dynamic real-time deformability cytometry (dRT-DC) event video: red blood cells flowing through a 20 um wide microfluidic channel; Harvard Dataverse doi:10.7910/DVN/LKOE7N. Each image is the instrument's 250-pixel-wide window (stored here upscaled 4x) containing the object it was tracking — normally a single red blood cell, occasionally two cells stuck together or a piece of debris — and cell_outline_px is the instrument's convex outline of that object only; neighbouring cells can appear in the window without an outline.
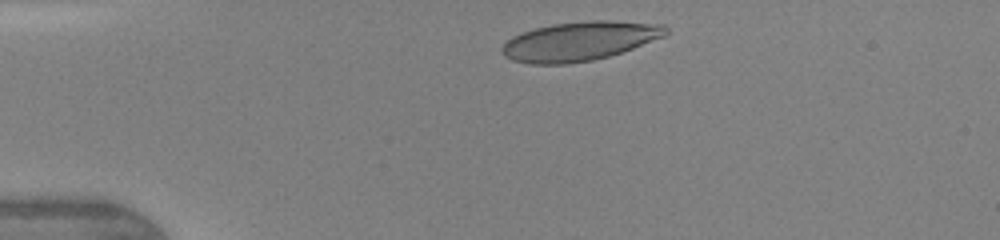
{"species": "human", "species_latin": "Homo sapiens", "temperature_condition": "warm", "stored_images_in_passage": 36, "camera_frame_rate_fps": 3000, "um_per_image_px": 0.085, "donor": {"sex": "female"}, "frame": {"image": 1, "passage_image": 1, "time_ms": 0.0, "image_size_px": [1000, 240], "cell_outline_px": [[668, 32], [664, 36], [632, 48], [608, 56], [592, 60], [564, 64], [528, 64], [512, 60], [504, 56], [500, 52], [500, 48], [512, 36], [536, 28], [552, 24], [592, 20], [612, 20], [664, 24], [668, 28]], "centroid_in_image_um": [49.25, 3.49], "position_along_channel_um": 35.8, "area_um2": 37.22}}
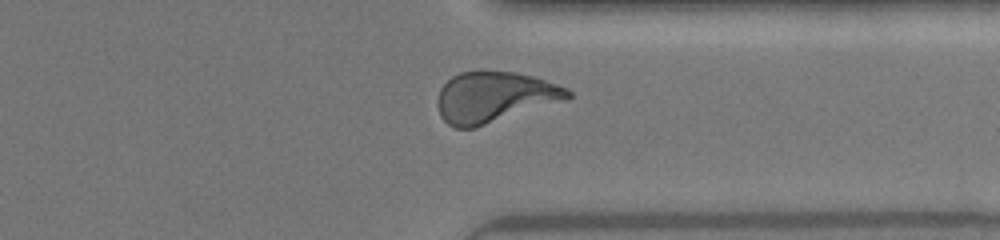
{"frame": {"image": 2, "passage_image": 27, "time_ms": 8.667, "image_size_px": [1000, 240], "cell_outline_px": [[572, 96], [568, 100], [476, 128], [456, 128], [448, 124], [440, 116], [436, 104], [436, 100], [440, 88], [452, 76], [460, 72], [516, 72], [532, 76], [568, 88], [572, 92]], "centroid_in_image_um": [42.03, 8.28], "position_along_channel_um": 369.4, "area_um2": 38.78}}
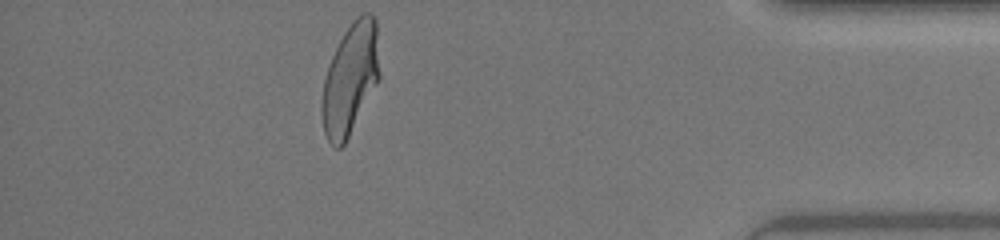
{"frame": {"image": 3, "passage_image": 32, "time_ms": 10.333, "image_size_px": [1000, 240], "cell_outline_px": [[380, 76], [344, 144], [340, 148], [336, 148], [328, 140], [324, 132], [320, 112], [320, 104], [324, 80], [332, 56], [344, 32], [352, 20], [360, 12], [372, 12], [376, 20]], "centroid_in_image_um": [29.76, 6.66], "position_along_channel_um": 405.4, "area_um2": 37.17}}